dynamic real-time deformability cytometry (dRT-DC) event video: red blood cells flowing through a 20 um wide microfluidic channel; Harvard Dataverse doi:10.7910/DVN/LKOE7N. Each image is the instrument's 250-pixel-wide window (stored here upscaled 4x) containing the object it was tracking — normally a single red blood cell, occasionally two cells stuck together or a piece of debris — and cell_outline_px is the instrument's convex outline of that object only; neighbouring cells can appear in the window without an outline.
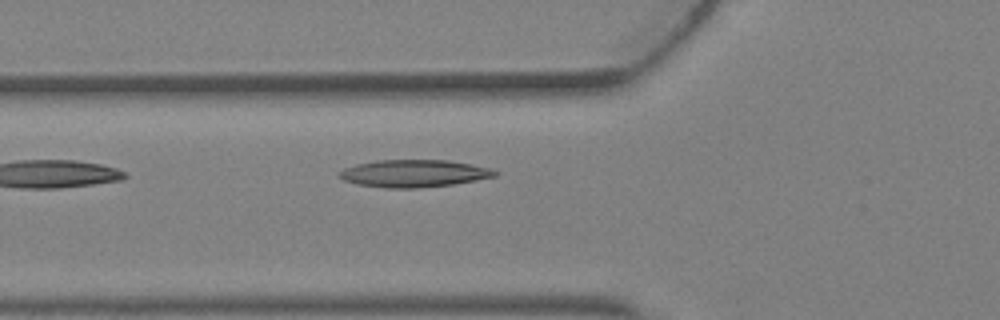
{"species": "Egyptian fruit bat (a non-hibernating species)", "species_latin": "Rousettus aegyptiacus", "temperature_condition": "warm", "stored_images_in_passage": 3, "camera_frame_rate_fps": 3000, "um_per_image_px": 0.085, "animal": {"sex": "female"}, "frame": {"image": 1, "passage_image": 3, "time_ms": 0.667, "image_size_px": [1000, 320], "cell_outline_px": [[500, 172], [496, 176], [476, 180], [452, 184], [416, 188], [388, 188], [356, 184], [344, 180], [340, 176], [340, 172], [344, 168], [356, 164], [376, 160], [448, 160], [492, 168]], "centroid_in_image_um": [35.21, 14.73], "position_along_channel_um": 90.6, "area_um2": 24.74}}